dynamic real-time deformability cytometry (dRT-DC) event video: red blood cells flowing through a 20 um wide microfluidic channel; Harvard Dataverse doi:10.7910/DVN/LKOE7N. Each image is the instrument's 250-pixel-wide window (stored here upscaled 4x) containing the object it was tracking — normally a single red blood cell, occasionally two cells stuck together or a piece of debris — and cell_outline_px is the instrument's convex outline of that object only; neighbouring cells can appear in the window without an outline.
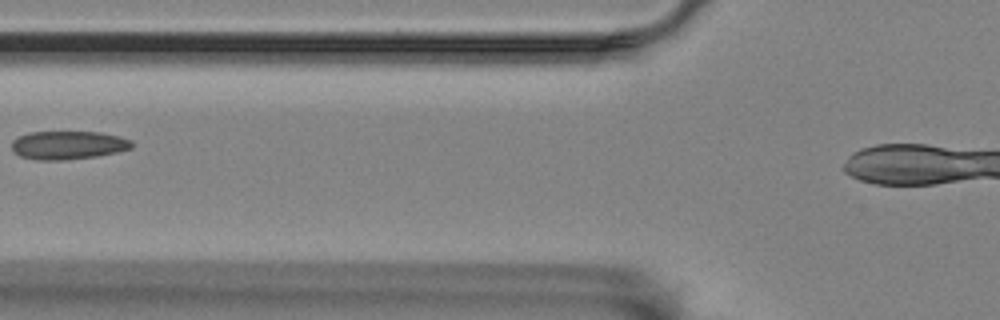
{"species": "Egyptian fruit bat (a non-hibernating species)", "species_latin": "Rousettus aegyptiacus", "temperature_condition": "room temperature", "stored_images_in_passage": 10, "segment_of_instrument_passage": [1, 2], "camera_frame_rate_fps": 3000, "um_per_image_px": 0.085, "animal": {"sex": "female"}, "frame": {"image": 1, "passage_image": 6, "time_ms": 6.667, "image_size_px": [1000, 320], "cell_outline_px": [[132, 148], [116, 152], [96, 156], [60, 160], [36, 160], [20, 156], [12, 148], [12, 140], [28, 132], [100, 132], [120, 136], [132, 140]], "centroid_in_image_um": [5.8, 12.33], "position_along_channel_um": 120.0, "area_um2": 19.77}}
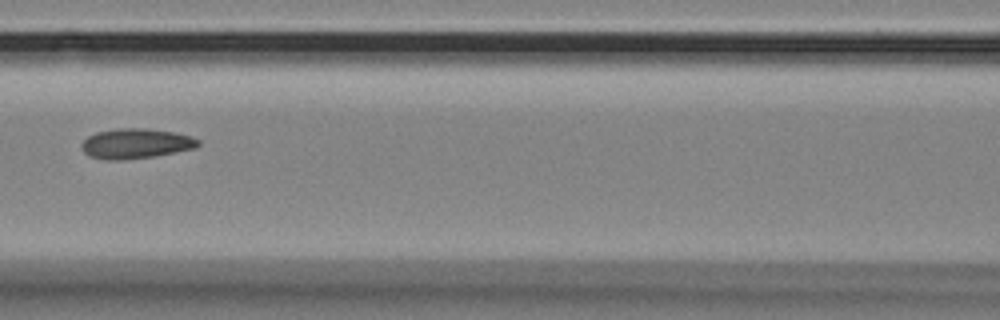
{"frame": {"image": 2, "passage_image": 7, "time_ms": 7.667, "image_size_px": [1000, 320], "cell_outline_px": [[200, 144], [196, 148], [152, 156], [120, 160], [104, 160], [88, 156], [80, 148], [80, 144], [88, 136], [96, 132], [120, 128], [144, 128], [172, 132], [192, 136], [200, 140]], "centroid_in_image_um": [11.51, 12.2], "position_along_channel_um": 155.1, "area_um2": 20.4}}
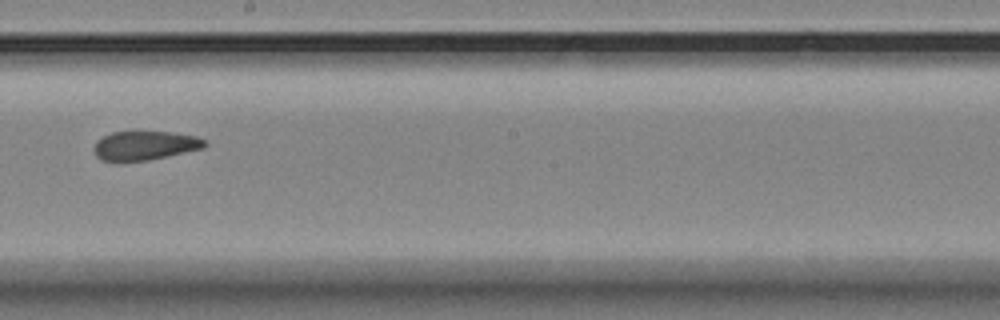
{"frame": {"image": 3, "passage_image": 9, "time_ms": 10.0, "image_size_px": [1000, 320], "cell_outline_px": [[208, 144], [204, 148], [148, 160], [120, 164], [100, 160], [96, 156], [92, 148], [96, 140], [112, 132], [172, 132], [196, 136], [208, 140]], "centroid_in_image_um": [12.27, 12.4], "position_along_channel_um": 235.9, "area_um2": 19.36}}